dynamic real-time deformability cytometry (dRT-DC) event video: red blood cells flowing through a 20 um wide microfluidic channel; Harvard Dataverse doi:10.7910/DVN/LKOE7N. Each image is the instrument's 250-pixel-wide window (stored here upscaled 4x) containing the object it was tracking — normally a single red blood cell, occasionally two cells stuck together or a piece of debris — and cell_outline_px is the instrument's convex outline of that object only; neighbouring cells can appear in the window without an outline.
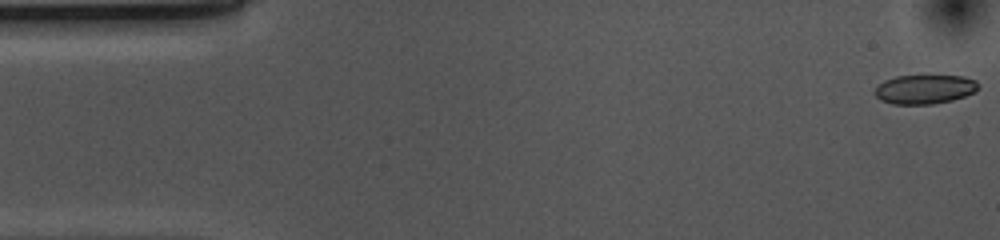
{"species": "common noctule bat (a hibernating species)", "species_latin": "Nyctalus noctula", "temperature_condition": "cold", "stored_images_in_passage": 53, "camera_frame_rate_fps": 3000, "um_per_image_px": 0.085, "animal": {"sex": "female", "body_mass_g": 10.0, "forearm_length_mm": 53.1}, "frame": {"image": 1, "passage_image": 1, "time_ms": 0.0, "image_size_px": [1000, 240], "cell_outline_px": [[976, 92], [952, 100], [932, 104], [892, 104], [880, 100], [876, 96], [876, 88], [884, 80], [896, 76], [964, 76], [976, 80]], "centroid_in_image_um": [78.59, 7.59], "position_along_channel_um": 6.4, "area_um2": 17.4}}
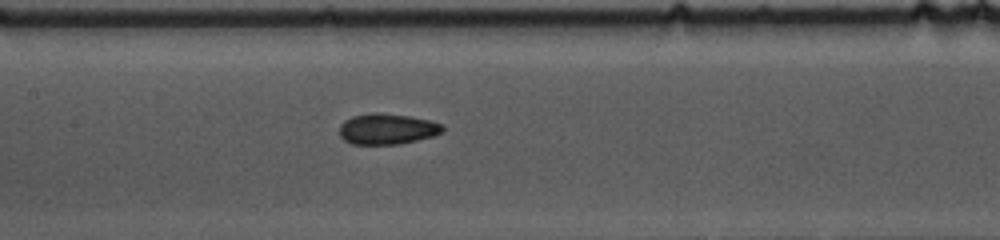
{"frame": {"image": 2, "passage_image": 24, "time_ms": 7.667, "image_size_px": [1000, 240], "cell_outline_px": [[444, 132], [432, 136], [400, 144], [352, 144], [344, 140], [340, 136], [340, 124], [344, 120], [352, 116], [372, 112], [380, 112], [408, 116], [432, 120], [444, 124]], "centroid_in_image_um": [32.92, 10.95], "position_along_channel_um": 174.5, "area_um2": 18.73}}
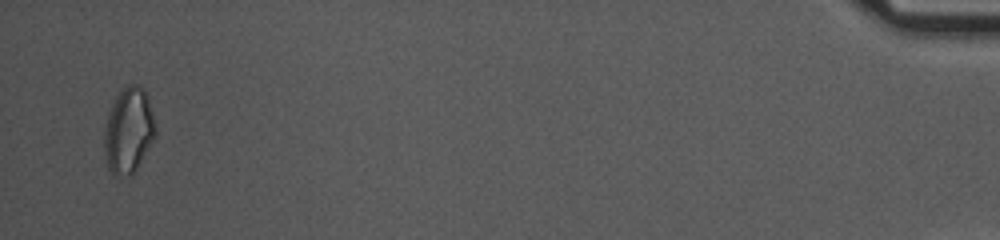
{"frame": {"image": 3, "passage_image": 52, "time_ms": 17.0, "image_size_px": [1000, 240], "cell_outline_px": [[156, 136], [132, 176], [116, 176], [108, 168], [104, 152], [104, 128], [108, 112], [116, 96], [128, 84], [136, 84], [144, 88], [148, 96], [156, 128]], "centroid_in_image_um": [10.93, 11.1], "position_along_channel_um": 424.3, "area_um2": 25.72}, "authors_computed_cell_mechanics": {"area_um2": 18.5538, "velocity_mm_per_s": 3.6743, "shape_relaxation_time_tau1_ms": 8.3682, "shape_relaxation_time_tau2_ms": 2.8024, "deformation_change_tau1": 0.1295, "deformation_change_tau2": 0.0687}}